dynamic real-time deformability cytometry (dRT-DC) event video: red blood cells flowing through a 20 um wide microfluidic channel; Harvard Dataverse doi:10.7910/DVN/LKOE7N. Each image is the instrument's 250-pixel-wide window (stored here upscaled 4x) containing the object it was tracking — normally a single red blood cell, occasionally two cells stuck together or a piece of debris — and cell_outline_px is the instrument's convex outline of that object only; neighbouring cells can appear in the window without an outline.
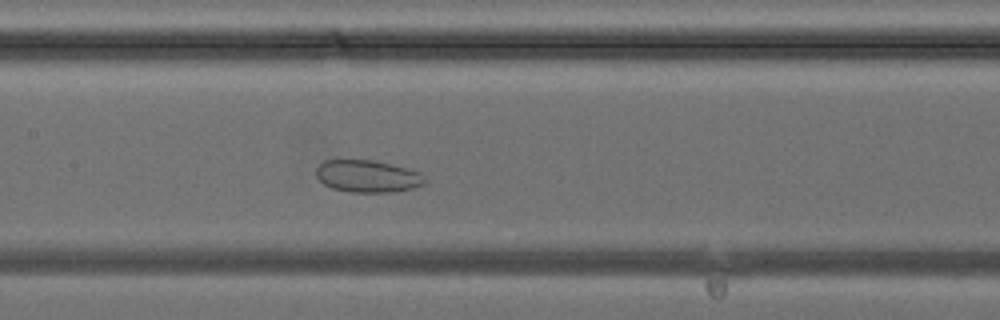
{"species": "common noctule bat (a hibernating species)", "species_latin": "Nyctalus noctula", "temperature_condition": "cold", "stored_images_in_passage": 37, "camera_frame_rate_fps": 3000, "um_per_image_px": 0.085, "animal": {"sex": "female", "body_mass_g": 24.6, "forearm_length_mm": 56.2}, "frame": {"image": 1, "passage_image": 16, "time_ms": 5.0, "image_size_px": [1000, 320], "cell_outline_px": [[428, 180], [424, 184], [412, 188], [392, 192], [352, 192], [332, 188], [324, 184], [316, 176], [316, 168], [324, 160], [372, 160], [420, 172]], "centroid_in_image_um": [31.24, 14.98], "position_along_channel_um": 176.2, "area_um2": 20.23}}